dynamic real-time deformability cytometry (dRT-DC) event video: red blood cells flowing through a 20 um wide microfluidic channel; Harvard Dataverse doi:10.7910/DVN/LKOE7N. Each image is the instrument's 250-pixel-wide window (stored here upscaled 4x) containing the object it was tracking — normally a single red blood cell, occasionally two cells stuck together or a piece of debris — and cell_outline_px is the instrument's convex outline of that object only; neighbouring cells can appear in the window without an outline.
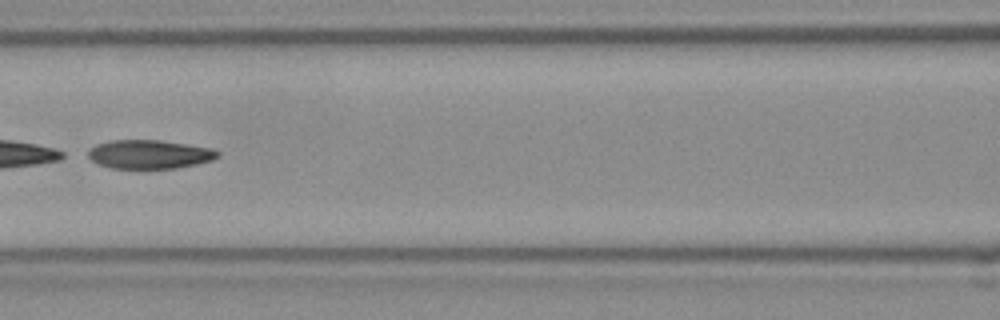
{"species": "Egyptian fruit bat (a non-hibernating species)", "species_latin": "Rousettus aegyptiacus", "temperature_condition": "room temperature", "stored_images_in_passage": 50, "camera_frame_rate_fps": 3000, "um_per_image_px": 0.085, "frame": {"image": 1, "passage_image": 22, "time_ms": 7.0, "image_size_px": [1000, 320], "cell_outline_px": [[220, 156], [212, 160], [196, 164], [176, 168], [112, 168], [100, 164], [92, 160], [88, 156], [88, 152], [96, 144], [112, 140], [160, 140], [212, 148], [220, 152]], "centroid_in_image_um": [12.74, 13.11], "position_along_channel_um": 153.9, "area_um2": 21.56}}
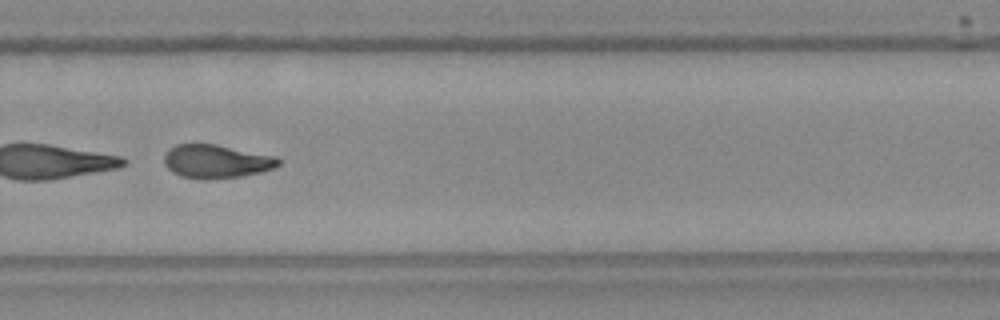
{"frame": {"image": 2, "passage_image": 34, "time_ms": 11.0, "image_size_px": [1000, 320], "cell_outline_px": [[280, 164], [272, 168], [260, 172], [240, 176], [208, 180], [184, 176], [172, 172], [164, 164], [164, 156], [168, 148], [176, 144], [196, 140], [276, 156], [280, 160]], "centroid_in_image_um": [18.32, 13.67], "position_along_channel_um": 311.5, "area_um2": 22.83}}